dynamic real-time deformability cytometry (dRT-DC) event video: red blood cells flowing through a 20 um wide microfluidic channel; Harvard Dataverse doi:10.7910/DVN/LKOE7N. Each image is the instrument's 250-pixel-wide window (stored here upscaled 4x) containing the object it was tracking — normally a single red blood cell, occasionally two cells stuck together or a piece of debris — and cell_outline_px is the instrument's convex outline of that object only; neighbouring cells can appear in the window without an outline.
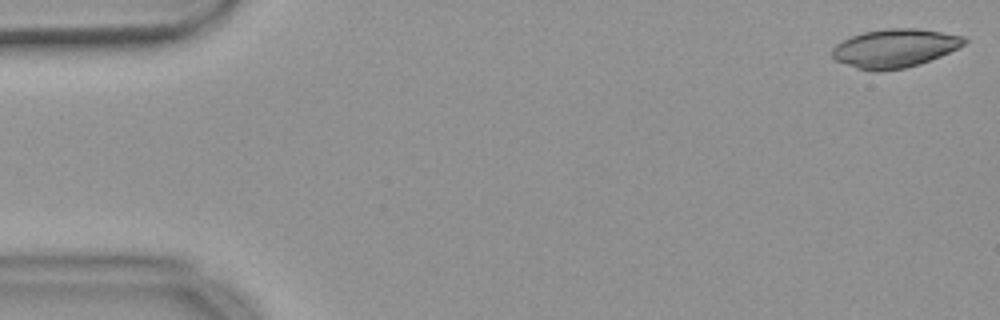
{"species": "common noctule bat (a hibernating species)", "species_latin": "Nyctalus noctula", "temperature_condition": "warm", "stored_images_in_passage": 54, "camera_frame_rate_fps": 3000, "um_per_image_px": 0.085, "animal": {"sex": "female", "body_mass_g": 18.4}, "frame": {"image": 1, "passage_image": 1, "time_ms": 0.0, "image_size_px": [1000, 320], "cell_outline_px": [[968, 40], [964, 44], [940, 56], [920, 64], [904, 68], [876, 72], [856, 68], [836, 60], [832, 56], [832, 48], [836, 44], [852, 36], [864, 32], [888, 28], [916, 28], [964, 36]], "centroid_in_image_um": [76.04, 4.1], "position_along_channel_um": 9.0, "area_um2": 29.42}}
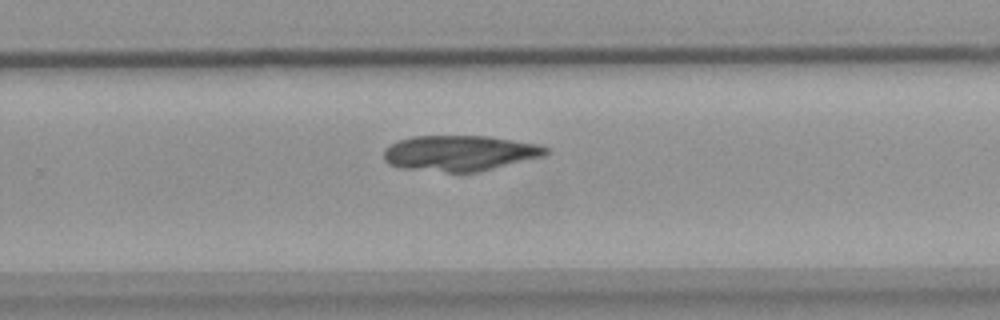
{"frame": {"image": 2, "passage_image": 35, "time_ms": 11.333, "image_size_px": [1000, 320], "cell_outline_px": [[552, 148], [544, 156], [476, 172], [444, 172], [400, 168], [388, 164], [384, 160], [384, 148], [400, 140], [412, 136], [488, 136], [540, 144]], "centroid_in_image_um": [39.09, 13.01], "position_along_channel_um": 290.7, "area_um2": 33.7}}
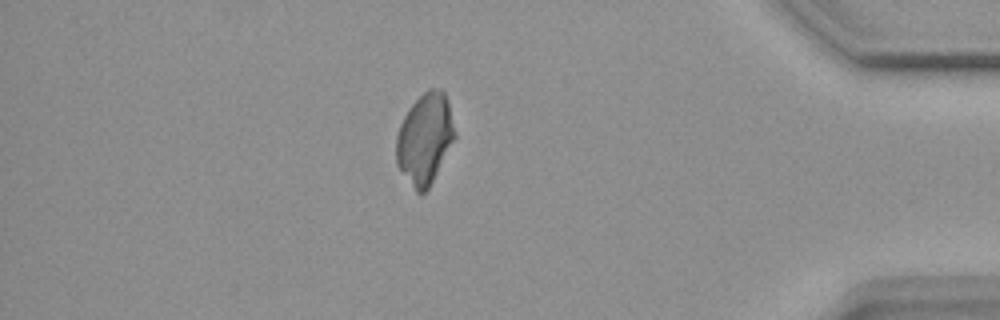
{"frame": {"image": 3, "passage_image": 47, "time_ms": 15.333, "image_size_px": [1000, 320], "cell_outline_px": [[456, 136], [428, 188], [420, 196], [416, 192], [396, 164], [396, 136], [400, 124], [408, 108], [428, 88], [440, 88], [444, 92], [448, 100], [456, 132]], "centroid_in_image_um": [36.11, 11.77], "position_along_channel_um": 399.1, "area_um2": 30.87}}